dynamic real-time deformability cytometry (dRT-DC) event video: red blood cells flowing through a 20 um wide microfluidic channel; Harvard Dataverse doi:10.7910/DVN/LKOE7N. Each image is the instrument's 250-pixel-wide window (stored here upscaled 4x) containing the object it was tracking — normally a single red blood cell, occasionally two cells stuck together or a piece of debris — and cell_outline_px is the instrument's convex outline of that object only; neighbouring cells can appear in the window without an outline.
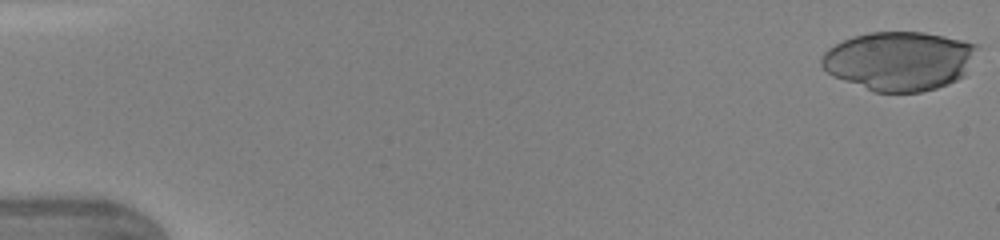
{"species": "human", "species_latin": "Homo sapiens", "temperature_condition": "warm", "stored_images_in_passage": 12, "camera_frame_rate_fps": 3000, "um_per_image_px": 0.085, "donor": {"sex": "female"}, "frame": {"image": 1, "passage_image": 1, "time_ms": 0.0, "image_size_px": [1000, 240], "cell_outline_px": [[980, 48], [964, 76], [948, 84], [936, 88], [920, 92], [876, 92], [832, 76], [820, 64], [820, 60], [824, 52], [828, 48], [852, 36], [868, 32], [924, 32], [944, 36], [976, 44]], "centroid_in_image_um": [76.45, 5.17], "position_along_channel_um": 8.6, "area_um2": 53.58}}